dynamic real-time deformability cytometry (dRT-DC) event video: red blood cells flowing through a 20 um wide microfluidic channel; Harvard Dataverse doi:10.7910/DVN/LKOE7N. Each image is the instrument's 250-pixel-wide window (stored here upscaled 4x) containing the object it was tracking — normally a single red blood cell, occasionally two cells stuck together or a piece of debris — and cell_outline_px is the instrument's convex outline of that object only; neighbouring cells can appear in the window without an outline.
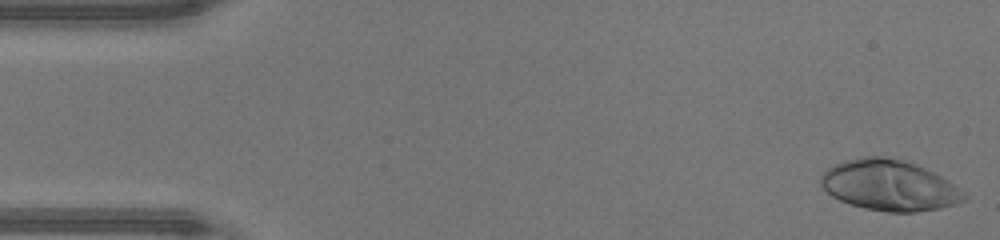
{"species": "human", "species_latin": "Homo sapiens", "temperature_condition": "warm", "stored_images_in_passage": 46, "camera_frame_rate_fps": 3000, "um_per_image_px": 0.085, "donor": {"sex": "male"}, "frame": {"image": 1, "passage_image": 1, "time_ms": 0.0, "image_size_px": [1000, 240], "cell_outline_px": [[968, 200], [956, 204], [940, 208], [916, 212], [888, 212], [864, 208], [840, 200], [832, 196], [820, 184], [820, 176], [828, 168], [836, 164], [848, 160], [864, 156], [884, 156], [904, 160], [924, 168], [948, 180], [964, 192], [968, 196]], "centroid_in_image_um": [75.62, 15.76], "position_along_channel_um": 9.4, "area_um2": 42.14}}
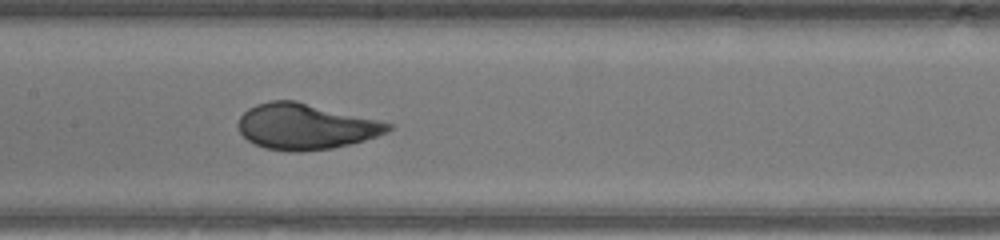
{"frame": {"image": 2, "passage_image": 22, "time_ms": 7.0, "image_size_px": [1000, 240], "cell_outline_px": [[392, 128], [388, 132], [364, 140], [332, 148], [300, 152], [292, 152], [264, 148], [248, 140], [240, 132], [236, 124], [240, 116], [248, 108], [256, 104], [268, 100], [296, 100], [392, 124]], "centroid_in_image_um": [25.91, 10.75], "position_along_channel_um": 181.5, "area_um2": 39.82}}
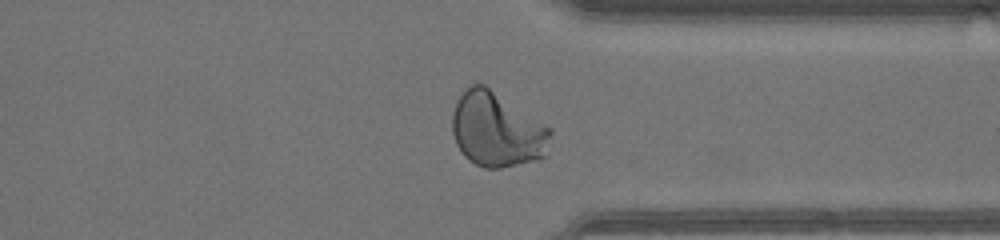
{"frame": {"image": 3, "passage_image": 35, "time_ms": 11.333, "image_size_px": [1000, 240], "cell_outline_px": [[552, 132], [544, 156], [500, 168], [484, 168], [468, 160], [464, 156], [456, 144], [452, 132], [452, 112], [456, 100], [472, 84], [484, 84], [552, 128]], "centroid_in_image_um": [42.2, 11.01], "position_along_channel_um": 369.2, "area_um2": 42.37}, "authors_computed_cell_mechanics": {"area_um2": 40.0265, "velocity_mm_per_s": 4.3903, "shape_relaxation_time_tau1_ms": 3.1878, "shape_relaxation_time_tau2_ms": null, "deformation_change_tau1": 0.2454, "deformation_change_tau2": null}}